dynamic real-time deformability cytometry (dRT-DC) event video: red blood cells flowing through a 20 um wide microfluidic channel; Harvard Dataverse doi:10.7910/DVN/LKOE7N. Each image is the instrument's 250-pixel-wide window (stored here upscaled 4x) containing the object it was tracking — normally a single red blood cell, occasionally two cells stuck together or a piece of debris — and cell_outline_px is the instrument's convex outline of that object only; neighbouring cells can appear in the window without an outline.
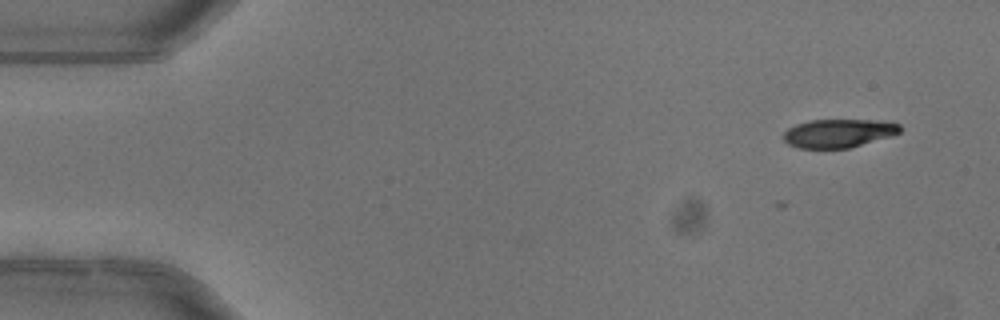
{"species": "common noctule bat (a hibernating species)", "species_latin": "Nyctalus noctula", "temperature_condition": "warm", "stored_images_in_passage": 6, "camera_frame_rate_fps": 3000, "um_per_image_px": 0.085, "animal": {"sex": "female"}, "frame": {"image": 1, "passage_image": 2, "time_ms": 0.333, "image_size_px": [1000, 320], "cell_outline_px": [[900, 132], [892, 136], [848, 148], [796, 148], [788, 144], [784, 140], [784, 132], [788, 128], [796, 124], [812, 120], [880, 120], [900, 124]], "centroid_in_image_um": [71.27, 11.32], "position_along_channel_um": 13.7, "area_um2": 19.31}}